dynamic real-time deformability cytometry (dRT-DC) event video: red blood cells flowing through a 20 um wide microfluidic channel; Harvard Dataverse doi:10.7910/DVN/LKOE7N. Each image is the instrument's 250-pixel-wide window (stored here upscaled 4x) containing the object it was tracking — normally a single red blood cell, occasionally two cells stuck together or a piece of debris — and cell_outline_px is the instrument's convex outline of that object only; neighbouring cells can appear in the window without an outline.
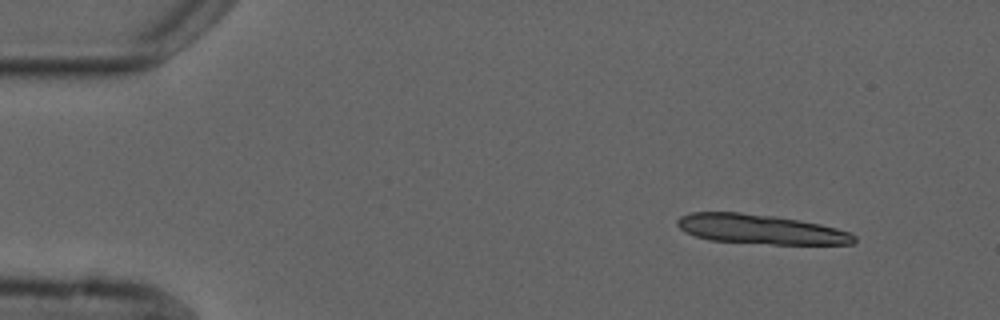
{"species": "common noctule bat (a hibernating species)", "species_latin": "Nyctalus noctula", "temperature_condition": "cold", "stored_images_in_passage": 4, "camera_frame_rate_fps": 3000, "um_per_image_px": 0.085, "animal": {"sex": "male", "forearm_length_mm": 52.5}, "frame": {"image": 1, "passage_image": 1, "time_ms": 0.0, "image_size_px": [1000, 320], "cell_outline_px": [[856, 240], [852, 244], [772, 244], [708, 240], [684, 232], [676, 224], [676, 220], [680, 216], [692, 212], [740, 212], [776, 216], [820, 224], [836, 228], [848, 232], [856, 236]], "centroid_in_image_um": [64.6, 19.48], "position_along_channel_um": 20.4, "area_um2": 30.46}}